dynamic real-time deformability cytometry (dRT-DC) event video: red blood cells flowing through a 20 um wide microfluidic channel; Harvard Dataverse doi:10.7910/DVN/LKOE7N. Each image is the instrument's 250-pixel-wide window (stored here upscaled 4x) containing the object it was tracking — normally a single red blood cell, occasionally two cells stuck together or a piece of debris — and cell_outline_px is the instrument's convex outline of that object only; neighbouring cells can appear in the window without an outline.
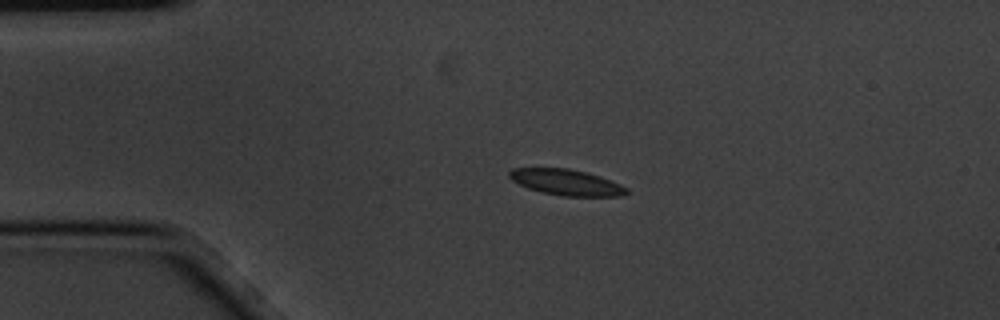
{"species": "common noctule bat (a hibernating species)", "species_latin": "Nyctalus noctula", "temperature_condition": "cold", "stored_images_in_passage": 4, "camera_frame_rate_fps": 3000, "um_per_image_px": 0.085, "animal": {"sex": "male", "body_mass_g": 20.1, "forearm_length_mm": 53.5}, "frame": {"image": 1, "passage_image": 3, "time_ms": 0.667, "image_size_px": [1000, 320], "cell_outline_px": [[628, 192], [624, 196], [564, 196], [544, 192], [528, 188], [512, 180], [508, 176], [508, 172], [512, 168], [568, 168], [588, 172], [600, 176], [620, 184], [628, 188]], "centroid_in_image_um": [48.16, 15.49], "position_along_channel_um": 36.8, "area_um2": 17.69}}